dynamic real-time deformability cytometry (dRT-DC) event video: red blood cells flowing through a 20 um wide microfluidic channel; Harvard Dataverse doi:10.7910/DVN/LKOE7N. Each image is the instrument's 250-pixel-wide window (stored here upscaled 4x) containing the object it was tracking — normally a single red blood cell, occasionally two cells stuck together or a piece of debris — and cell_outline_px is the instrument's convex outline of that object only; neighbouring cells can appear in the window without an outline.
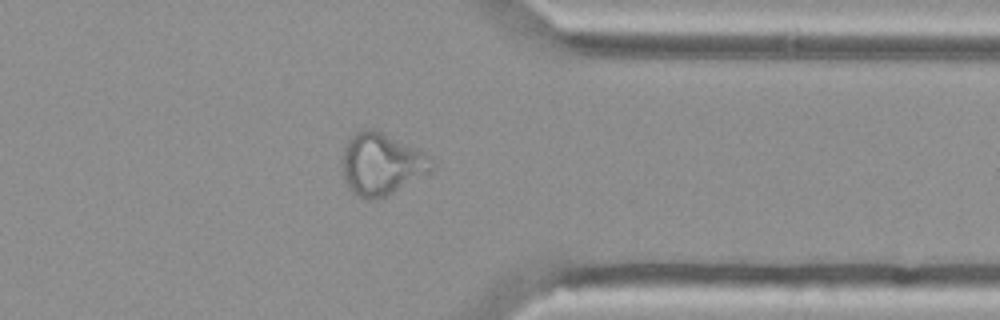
{"species": "Egyptian fruit bat (a non-hibernating species)", "species_latin": "Rousettus aegyptiacus", "temperature_condition": "cold", "stored_images_in_passage": 45, "camera_frame_rate_fps": 3000, "um_per_image_px": 0.085, "animal": {"sex": "female"}, "frame": {"image": 1, "passage_image": 34, "time_ms": 11.0, "image_size_px": [1000, 320], "cell_outline_px": [[436, 164], [428, 172], [392, 192], [384, 196], [372, 200], [368, 200], [352, 192], [348, 188], [344, 180], [340, 160], [344, 148], [348, 140], [360, 128], [376, 128], [420, 148], [432, 156]], "centroid_in_image_um": [32.41, 13.88], "position_along_channel_um": 379.0, "area_um2": 32.89}}
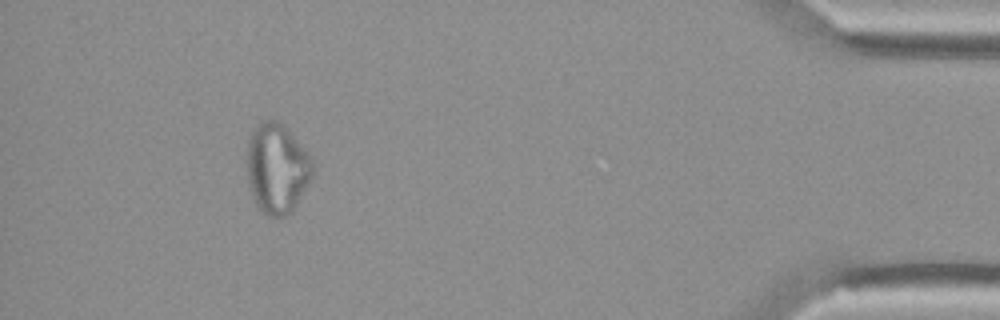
{"frame": {"image": 2, "passage_image": 41, "time_ms": 13.333, "image_size_px": [1000, 320], "cell_outline_px": [[316, 176], [296, 204], [284, 216], [268, 216], [256, 204], [252, 196], [248, 184], [248, 140], [252, 132], [260, 120], [276, 120], [284, 124], [312, 156], [316, 164]], "centroid_in_image_um": [23.62, 14.28], "position_along_channel_um": 411.6, "area_um2": 35.03}}